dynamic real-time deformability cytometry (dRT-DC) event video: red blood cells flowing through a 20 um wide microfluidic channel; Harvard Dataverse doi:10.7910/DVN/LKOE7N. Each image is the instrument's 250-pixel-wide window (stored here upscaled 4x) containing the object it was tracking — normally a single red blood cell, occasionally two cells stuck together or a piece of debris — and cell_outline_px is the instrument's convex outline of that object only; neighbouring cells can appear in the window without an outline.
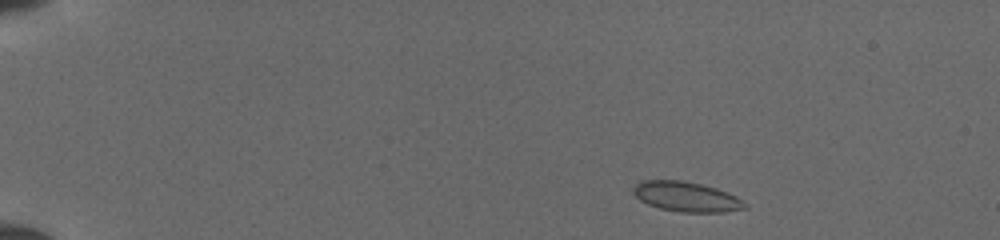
{"species": "common noctule bat (a hibernating species)", "species_latin": "Nyctalus noctula", "temperature_condition": "cold", "stored_images_in_passage": 47, "camera_frame_rate_fps": 3000, "um_per_image_px": 0.085, "animal": {"sex": "female", "body_mass_g": 19.5, "forearm_length_mm": 54.1}, "frame": {"image": 1, "passage_image": 4, "time_ms": 1.0, "image_size_px": [1000, 240], "cell_outline_px": [[748, 208], [724, 212], [680, 212], [660, 208], [648, 204], [640, 200], [632, 192], [632, 188], [640, 180], [680, 180], [700, 184], [716, 188], [736, 196]], "centroid_in_image_um": [58.3, 16.72], "position_along_channel_um": 26.7, "area_um2": 19.31}}
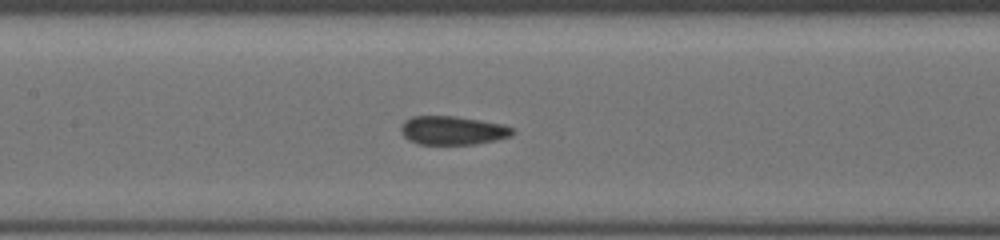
{"frame": {"image": 2, "passage_image": 22, "time_ms": 7.0, "image_size_px": [1000, 240], "cell_outline_px": [[516, 132], [512, 136], [496, 140], [476, 144], [420, 144], [408, 140], [400, 132], [400, 124], [404, 120], [412, 116], [456, 116], [504, 124], [516, 128]], "centroid_in_image_um": [38.5, 11.08], "position_along_channel_um": 168.9, "area_um2": 19.02}}
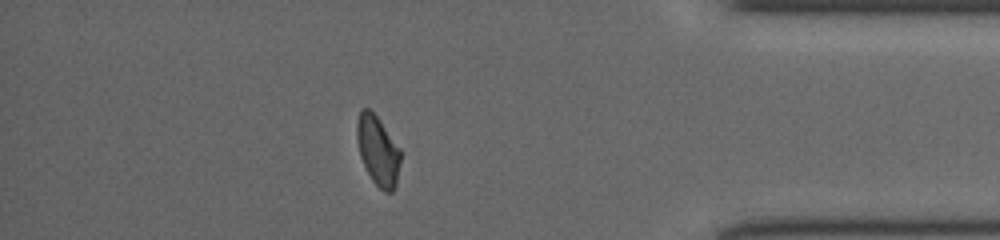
{"frame": {"image": 3, "passage_image": 41, "time_ms": 13.333, "image_size_px": [1000, 240], "cell_outline_px": [[400, 160], [396, 184], [392, 192], [384, 192], [372, 180], [360, 156], [356, 140], [356, 124], [360, 112], [364, 108], [368, 108], [376, 116], [400, 148]], "centroid_in_image_um": [32.11, 12.81], "position_along_channel_um": 403.1, "area_um2": 17.4}}